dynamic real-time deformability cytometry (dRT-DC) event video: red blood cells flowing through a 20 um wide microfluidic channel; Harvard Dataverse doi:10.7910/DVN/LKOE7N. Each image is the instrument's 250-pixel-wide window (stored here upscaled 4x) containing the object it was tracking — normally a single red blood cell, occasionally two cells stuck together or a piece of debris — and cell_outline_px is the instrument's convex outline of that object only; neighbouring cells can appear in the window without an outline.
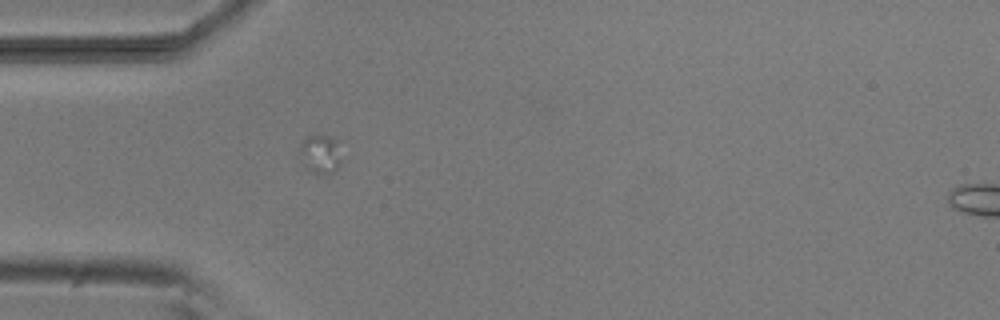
{"species": "common noctule bat (a hibernating species)", "species_latin": "Nyctalus noctula", "temperature_condition": "room temperature", "stored_images_in_passage": 1, "camera_frame_rate_fps": 3000, "um_per_image_px": 0.085, "animal": {"sex": "male", "body_mass_g": 20.5, "forearm_length_mm": 52.5}, "frame": {"image": 1, "passage_image": 1, "time_ms": 0.0, "image_size_px": [1000, 320], "cell_outline_px": [[340, 160], [336, 168], [332, 172], [324, 176], [308, 172], [304, 164], [300, 148], [300, 144], [304, 136], [316, 132], [332, 136], [340, 140]], "centroid_in_image_um": [27.24, 13.03], "position_along_channel_um": 57.8, "area_um2": 10.06}}